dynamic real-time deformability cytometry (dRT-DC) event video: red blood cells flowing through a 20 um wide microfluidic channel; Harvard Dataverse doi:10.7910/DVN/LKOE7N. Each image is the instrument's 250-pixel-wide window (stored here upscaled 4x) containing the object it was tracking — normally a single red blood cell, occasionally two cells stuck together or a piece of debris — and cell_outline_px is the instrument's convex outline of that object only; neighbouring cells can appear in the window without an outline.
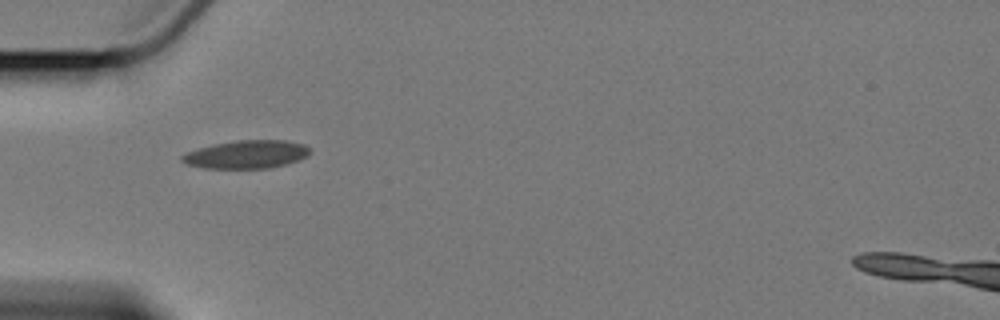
{"species": "Egyptian fruit bat (a non-hibernating species)", "species_latin": "Rousettus aegyptiacus", "temperature_condition": "cold", "stored_images_in_passage": 6, "camera_frame_rate_fps": 3000, "um_per_image_px": 0.085, "animal": {"sex": "female"}, "frame": {"image": 1, "passage_image": 2, "time_ms": 2.0, "image_size_px": [1000, 320], "cell_outline_px": [[312, 152], [308, 156], [300, 160], [268, 168], [204, 168], [188, 164], [180, 160], [180, 156], [188, 152], [200, 148], [216, 144], [236, 140], [288, 140], [304, 144], [312, 148]], "centroid_in_image_um": [21.03, 13.11], "position_along_channel_um": 64.0, "area_um2": 20.98}}
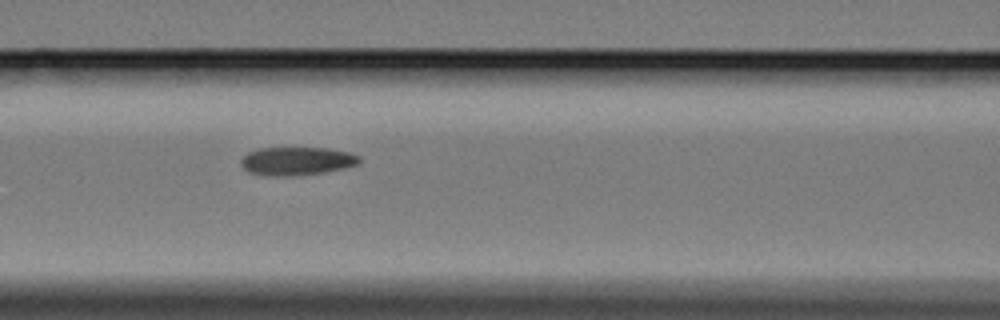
{"frame": {"image": 2, "passage_image": 4, "time_ms": 4.333, "image_size_px": [1000, 320], "cell_outline_px": [[360, 164], [344, 168], [324, 172], [292, 176], [264, 176], [248, 172], [240, 164], [240, 160], [248, 152], [260, 148], [328, 148], [352, 152], [360, 156]], "centroid_in_image_um": [25.24, 13.69], "position_along_channel_um": 141.4, "area_um2": 19.77}}
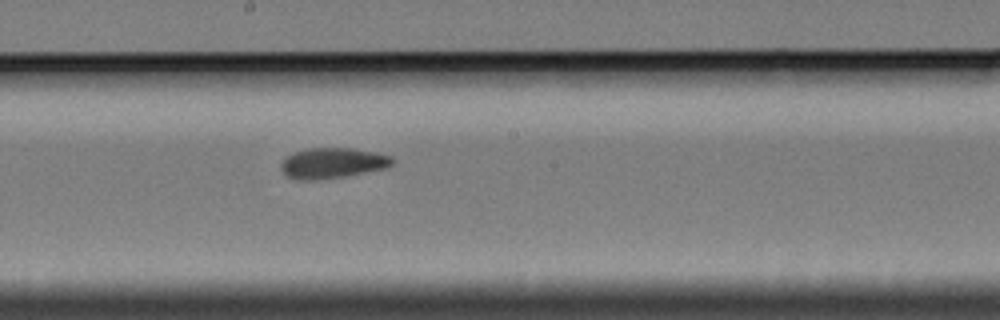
{"frame": {"image": 3, "passage_image": 6, "time_ms": 6.667, "image_size_px": [1000, 320], "cell_outline_px": [[396, 160], [388, 168], [344, 176], [320, 180], [296, 180], [288, 176], [280, 168], [280, 160], [284, 156], [292, 152], [308, 148], [352, 148], [376, 152], [392, 156]], "centroid_in_image_um": [28.25, 13.85], "position_along_channel_um": 220.0, "area_um2": 20.23}}